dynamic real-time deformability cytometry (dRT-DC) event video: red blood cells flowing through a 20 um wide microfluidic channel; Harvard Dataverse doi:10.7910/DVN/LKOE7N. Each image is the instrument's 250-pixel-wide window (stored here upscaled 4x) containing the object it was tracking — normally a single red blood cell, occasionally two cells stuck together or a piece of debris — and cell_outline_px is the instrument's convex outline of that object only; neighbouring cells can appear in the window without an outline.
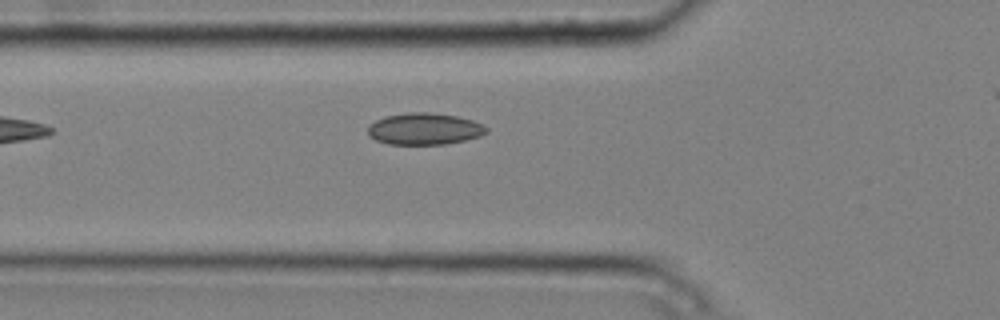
{"species": "common noctule bat (a hibernating species)", "species_latin": "Nyctalus noctula", "temperature_condition": "cold", "stored_images_in_passage": 6, "camera_frame_rate_fps": 3000, "um_per_image_px": 0.085, "animal": {"sex": "male", "body_mass_g": 20.4}, "frame": {"image": 1, "passage_image": 5, "time_ms": 1.333, "image_size_px": [1000, 320], "cell_outline_px": [[488, 132], [480, 136], [464, 140], [444, 144], [388, 144], [376, 140], [368, 136], [368, 124], [384, 116], [408, 112], [428, 112], [456, 116], [472, 120], [484, 124], [488, 128]], "centroid_in_image_um": [36.06, 10.95], "position_along_channel_um": 89.7, "area_um2": 22.02}}